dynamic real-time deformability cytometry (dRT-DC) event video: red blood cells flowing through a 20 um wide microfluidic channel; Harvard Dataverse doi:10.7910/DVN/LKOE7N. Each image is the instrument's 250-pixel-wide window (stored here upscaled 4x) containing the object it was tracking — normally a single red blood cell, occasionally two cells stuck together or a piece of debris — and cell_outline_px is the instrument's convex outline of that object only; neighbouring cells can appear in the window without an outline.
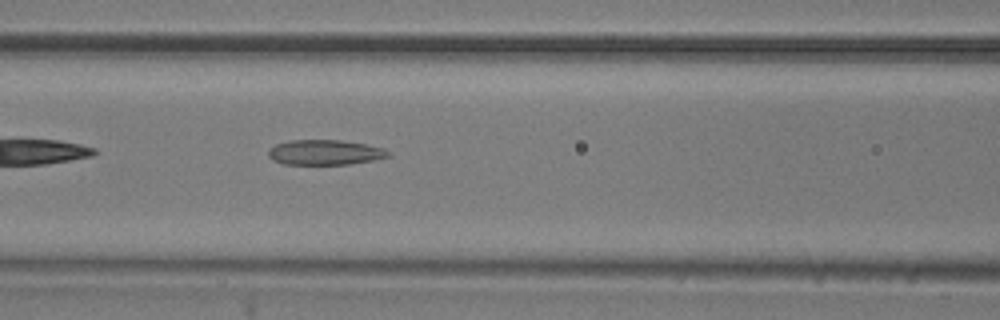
{"species": "common noctule bat (a hibernating species)", "species_latin": "Nyctalus noctula", "temperature_condition": "room temperature", "stored_images_in_passage": 36, "camera_frame_rate_fps": 3000, "um_per_image_px": 0.085, "animal": {"sex": "male", "body_mass_g": 20.5, "forearm_length_mm": 52.5}, "frame": {"image": 1, "passage_image": 9, "time_ms": 2.667, "image_size_px": [1000, 320], "cell_outline_px": [[388, 156], [372, 160], [348, 164], [284, 164], [272, 160], [268, 156], [268, 152], [276, 144], [288, 140], [340, 140], [364, 144], [384, 148], [388, 152]], "centroid_in_image_um": [27.57, 12.95], "position_along_channel_um": 139.0, "area_um2": 17.28}}
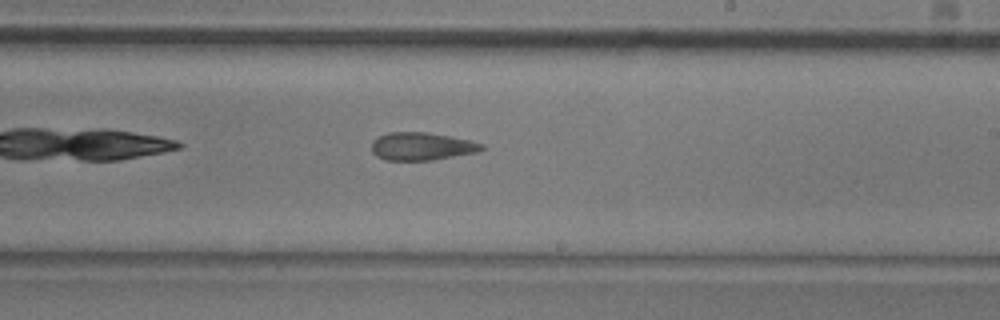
{"frame": {"image": 2, "passage_image": 18, "time_ms": 5.667, "image_size_px": [1000, 320], "cell_outline_px": [[484, 148], [476, 152], [432, 160], [384, 160], [376, 156], [372, 152], [372, 140], [388, 132], [428, 132], [468, 140], [484, 144]], "centroid_in_image_um": [35.8, 12.44], "position_along_channel_um": 253.2, "area_um2": 17.74}}
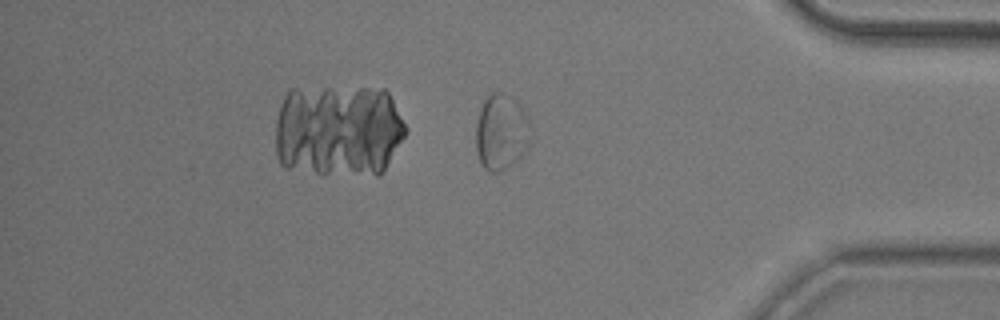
{"frame": {"image": 3, "passage_image": 31, "time_ms": 10.0, "image_size_px": [1000, 320], "cell_outline_px": [[528, 144], [524, 152], [512, 164], [500, 172], [488, 172], [480, 164], [476, 148], [476, 124], [484, 100], [492, 92], [500, 92], [516, 100], [528, 140]], "centroid_in_image_um": [42.49, 11.3], "position_along_channel_um": 392.7, "area_um2": 22.83}, "authors_computed_cell_mechanics": {"area_um2": 19.0451, "velocity_mm_per_s": 3.8143, "shape_relaxation_time_tau1_ms": null, "shape_relaxation_time_tau2_ms": 2.8709, "deformation_change_tau1": null, "deformation_change_tau2": 0.1163}}